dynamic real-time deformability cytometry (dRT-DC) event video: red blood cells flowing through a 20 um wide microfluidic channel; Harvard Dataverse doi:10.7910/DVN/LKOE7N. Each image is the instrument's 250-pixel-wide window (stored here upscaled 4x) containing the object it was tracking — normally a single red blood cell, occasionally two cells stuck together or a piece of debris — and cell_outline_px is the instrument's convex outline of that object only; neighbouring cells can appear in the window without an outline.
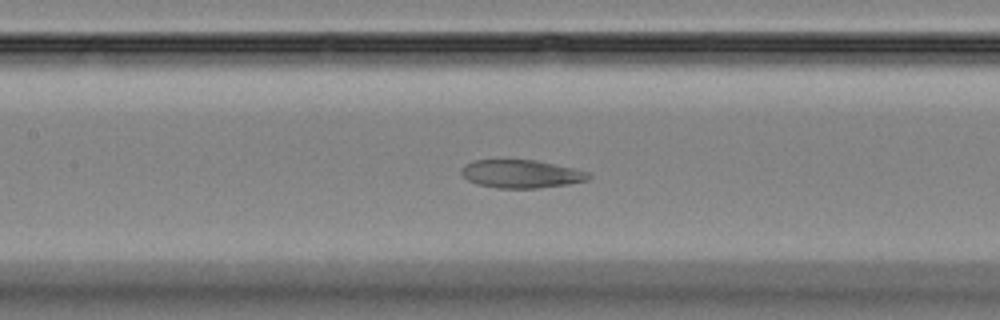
{"species": "Egyptian fruit bat (a non-hibernating species)", "species_latin": "Rousettus aegyptiacus", "temperature_condition": "room temperature", "stored_images_in_passage": 54, "camera_frame_rate_fps": 3000, "um_per_image_px": 0.085, "animal": {"sex": "female"}, "frame": {"image": 1, "passage_image": 24, "time_ms": 7.667, "image_size_px": [1000, 320], "cell_outline_px": [[592, 176], [588, 180], [568, 184], [536, 188], [496, 188], [476, 184], [468, 180], [460, 172], [460, 168], [476, 160], [536, 160], [592, 172]], "centroid_in_image_um": [44.34, 14.79], "position_along_channel_um": 163.1, "area_um2": 20.87}}
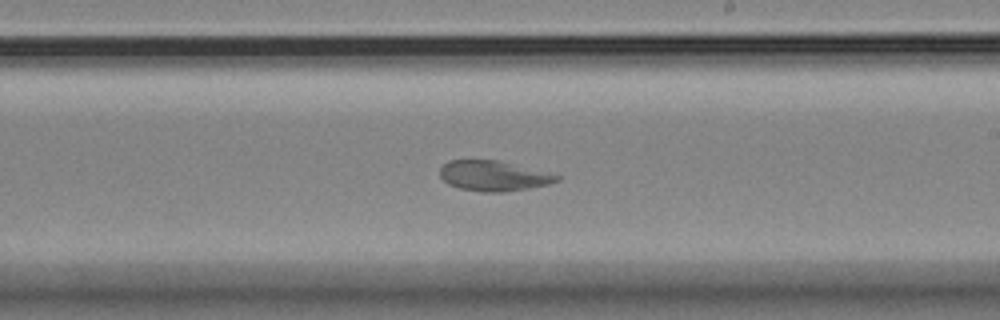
{"frame": {"image": 2, "passage_image": 31, "time_ms": 10.0, "image_size_px": [1000, 320], "cell_outline_px": [[564, 176], [560, 180], [548, 184], [528, 188], [504, 192], [484, 192], [460, 188], [448, 184], [440, 176], [440, 168], [448, 160], [496, 160], [548, 172]], "centroid_in_image_um": [41.97, 14.95], "position_along_channel_um": 247.0, "area_um2": 20.52}}
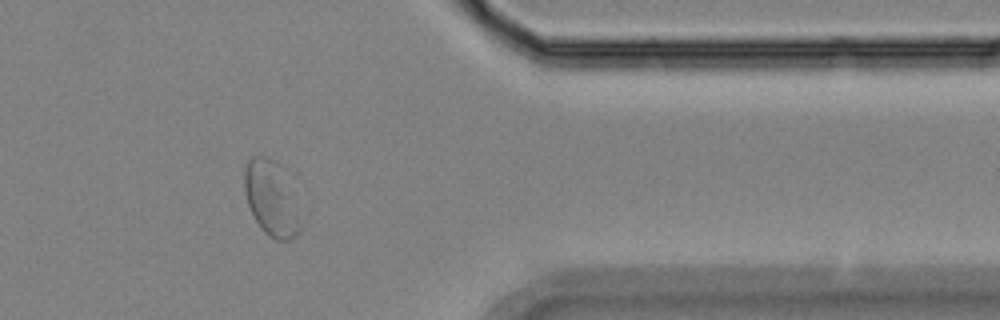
{"frame": {"image": 3, "passage_image": 44, "time_ms": 14.333, "image_size_px": [1000, 320], "cell_outline_px": [[308, 212], [304, 224], [296, 236], [288, 240], [276, 240], [268, 236], [264, 232], [256, 220], [248, 204], [244, 192], [244, 168], [248, 160], [252, 156], [264, 156], [276, 160]], "centroid_in_image_um": [23.21, 16.91], "position_along_channel_um": 388.2, "area_um2": 26.18}, "authors_computed_cell_mechanics": {"area_um2": 26.7614, "velocity_mm_per_s": 3.6103, "shape_relaxation_time_tau1_ms": null, "shape_relaxation_time_tau2_ms": 2.3806, "deformation_change_tau1": null, "deformation_change_tau2": 0.0715}}